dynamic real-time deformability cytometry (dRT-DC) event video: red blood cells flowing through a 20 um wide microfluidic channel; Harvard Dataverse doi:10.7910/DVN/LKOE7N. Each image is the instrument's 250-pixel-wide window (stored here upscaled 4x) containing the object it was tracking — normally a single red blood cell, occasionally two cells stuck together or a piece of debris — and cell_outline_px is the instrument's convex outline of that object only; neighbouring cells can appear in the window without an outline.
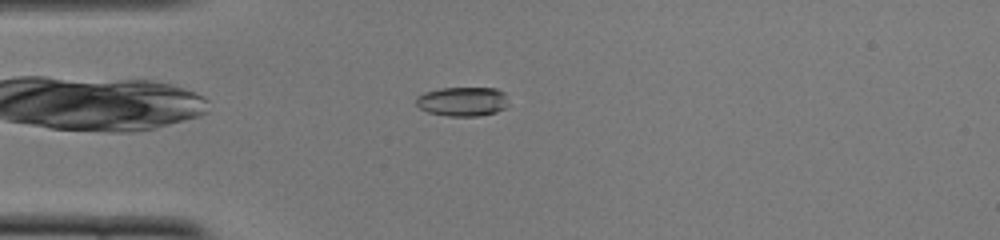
{"species": "common noctule bat (a hibernating species)", "species_latin": "Nyctalus noctula", "temperature_condition": "cold", "stored_images_in_passage": 36, "camera_frame_rate_fps": 3000, "um_per_image_px": 0.085, "animal": {"sex": "female", "body_mass_g": 22.0, "forearm_length_mm": 56.7}, "frame": {"image": 1, "passage_image": 4, "time_ms": 1.0, "image_size_px": [1000, 240], "cell_outline_px": [[504, 108], [496, 112], [480, 116], [448, 116], [428, 112], [420, 108], [416, 104], [416, 96], [424, 92], [440, 88], [496, 88], [504, 92]], "centroid_in_image_um": [39.25, 8.62], "position_along_channel_um": 45.8, "area_um2": 15.61}}
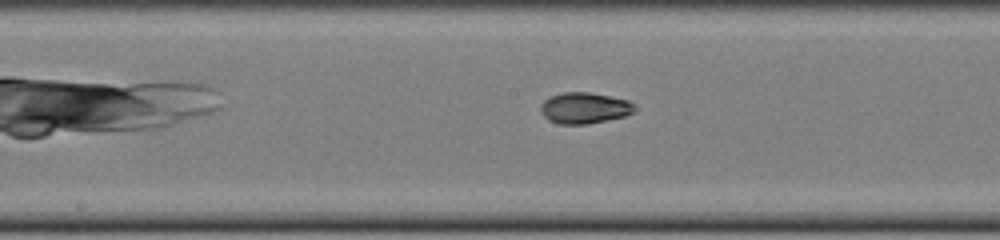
{"frame": {"image": 2, "passage_image": 17, "time_ms": 5.333, "image_size_px": [1000, 240], "cell_outline_px": [[636, 112], [624, 116], [588, 124], [560, 124], [548, 120], [540, 112], [540, 104], [544, 100], [552, 96], [564, 92], [588, 92], [628, 100], [636, 108]], "centroid_in_image_um": [49.66, 9.19], "position_along_channel_um": 198.5, "area_um2": 16.99}}
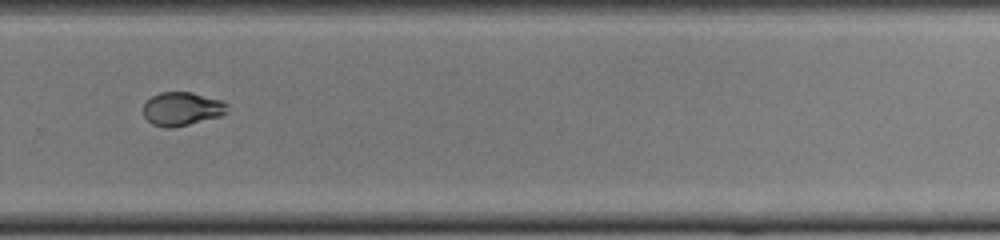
{"frame": {"image": 3, "passage_image": 26, "time_ms": 8.333, "image_size_px": [1000, 240], "cell_outline_px": [[228, 112], [220, 116], [172, 128], [164, 128], [152, 124], [144, 116], [144, 104], [152, 96], [160, 92], [192, 92], [220, 100], [228, 104]], "centroid_in_image_um": [15.47, 9.25], "position_along_channel_um": 314.3, "area_um2": 16.36}, "authors_computed_cell_mechanics": {"area_um2": 16.473, "velocity_mm_per_s": 3.8722, "shape_relaxation_time_tau1_ms": 5.1934, "shape_relaxation_time_tau2_ms": 1.7094, "deformation_change_tau1": 0.1817, "deformation_change_tau2": 0.0574}}